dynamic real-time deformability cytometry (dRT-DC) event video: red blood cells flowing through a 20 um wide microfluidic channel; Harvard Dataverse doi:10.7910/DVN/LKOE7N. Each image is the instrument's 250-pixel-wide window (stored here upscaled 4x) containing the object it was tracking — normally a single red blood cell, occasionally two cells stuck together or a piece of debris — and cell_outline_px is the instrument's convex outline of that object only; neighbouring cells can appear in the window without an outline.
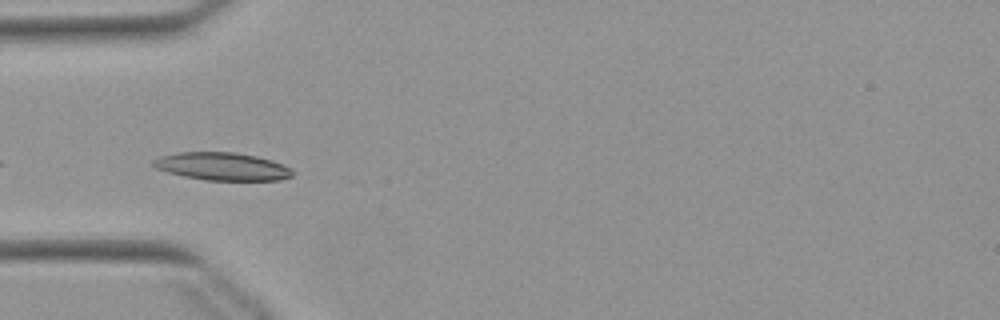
{"species": "Egyptian fruit bat (a non-hibernating species)", "species_latin": "Rousettus aegyptiacus", "temperature_condition": "warm", "stored_images_in_passage": 8, "camera_frame_rate_fps": 3000, "um_per_image_px": 0.085, "animal": {"sex": "female"}, "frame": {"image": 1, "passage_image": 2, "time_ms": 0.333, "image_size_px": [1000, 320], "cell_outline_px": [[292, 176], [280, 180], [204, 180], [184, 176], [168, 172], [156, 168], [152, 164], [152, 160], [160, 156], [180, 152], [236, 152], [256, 156], [272, 160], [292, 168]], "centroid_in_image_um": [18.89, 14.14], "position_along_channel_um": 66.1, "area_um2": 22.54}}